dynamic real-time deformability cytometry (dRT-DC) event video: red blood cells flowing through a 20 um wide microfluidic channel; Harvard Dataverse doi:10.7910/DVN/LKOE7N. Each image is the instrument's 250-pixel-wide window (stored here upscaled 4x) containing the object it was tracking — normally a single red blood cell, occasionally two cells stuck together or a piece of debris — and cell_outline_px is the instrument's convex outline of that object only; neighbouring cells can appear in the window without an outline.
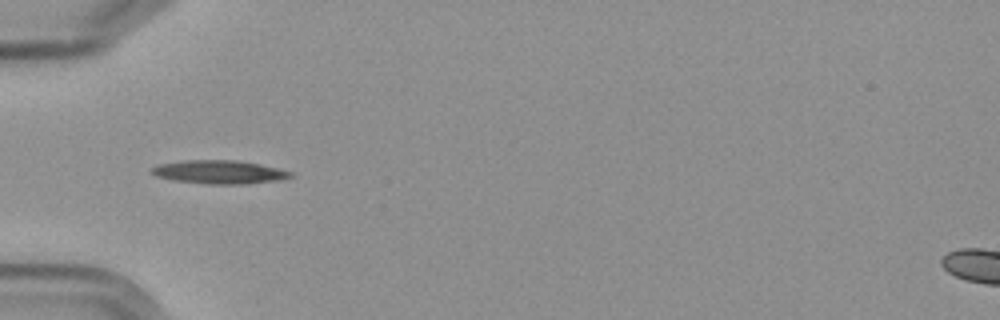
{"species": "Egyptian fruit bat (a non-hibernating species)", "species_latin": "Rousettus aegyptiacus", "temperature_condition": "cold", "stored_images_in_passage": 10, "camera_frame_rate_fps": 3000, "um_per_image_px": 0.085, "frame": {"image": 1, "passage_image": 6, "time_ms": 5.667, "image_size_px": [1000, 320], "cell_outline_px": [[292, 176], [280, 180], [240, 184], [212, 184], [176, 180], [156, 176], [152, 172], [152, 168], [160, 164], [184, 160], [236, 160], [260, 164], [292, 172]], "centroid_in_image_um": [18.66, 14.61], "position_along_channel_um": 66.3, "area_um2": 18.61}}
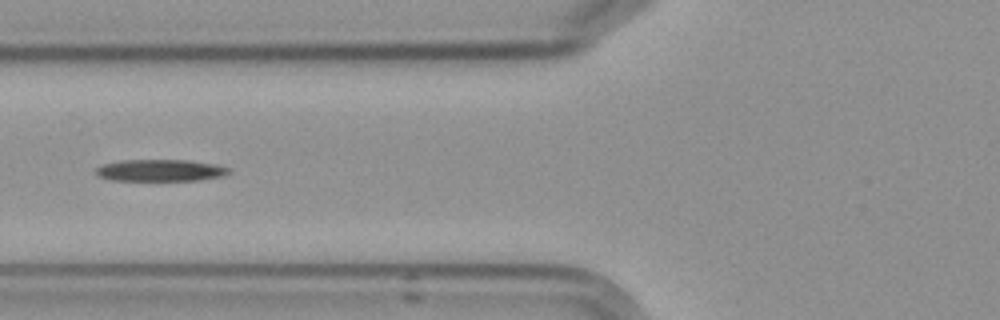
{"frame": {"image": 2, "passage_image": 7, "time_ms": 7.0, "image_size_px": [1000, 320], "cell_outline_px": [[232, 172], [224, 176], [196, 180], [112, 180], [100, 176], [96, 172], [96, 168], [104, 164], [120, 160], [188, 160], [216, 164], [232, 168]], "centroid_in_image_um": [13.71, 14.47], "position_along_channel_um": 112.1, "area_um2": 16.88}}